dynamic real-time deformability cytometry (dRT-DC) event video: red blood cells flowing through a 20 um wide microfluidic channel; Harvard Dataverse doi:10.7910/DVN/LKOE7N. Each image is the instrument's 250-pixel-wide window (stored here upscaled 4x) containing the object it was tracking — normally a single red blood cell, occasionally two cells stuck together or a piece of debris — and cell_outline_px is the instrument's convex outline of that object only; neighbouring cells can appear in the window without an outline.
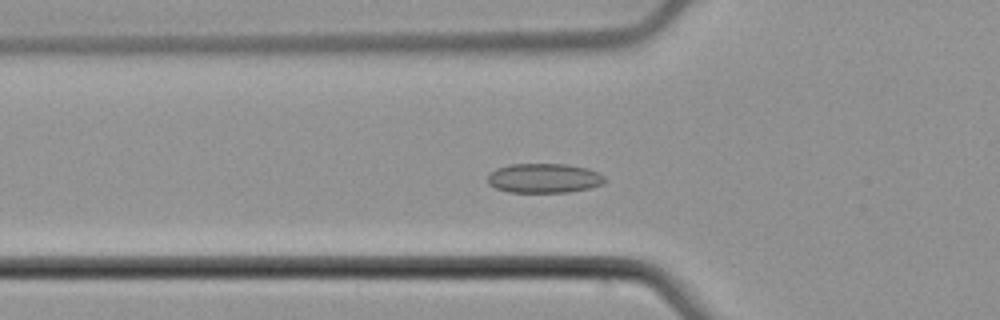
{"species": "common noctule bat (a hibernating species)", "species_latin": "Nyctalus noctula", "temperature_condition": "cold", "stored_images_in_passage": 52, "camera_frame_rate_fps": 3000, "um_per_image_px": 0.085, "animal": {"sex": "male", "body_mass_g": 21.5, "forearm_length_mm": 52.0}, "frame": {"image": 1, "passage_image": 17, "time_ms": 5.333, "image_size_px": [1000, 320], "cell_outline_px": [[608, 180], [604, 184], [592, 188], [568, 192], [508, 192], [496, 188], [488, 184], [488, 176], [496, 168], [512, 164], [564, 164], [588, 168], [604, 176]], "centroid_in_image_um": [46.28, 15.15], "position_along_channel_um": 79.5, "area_um2": 20.23}}
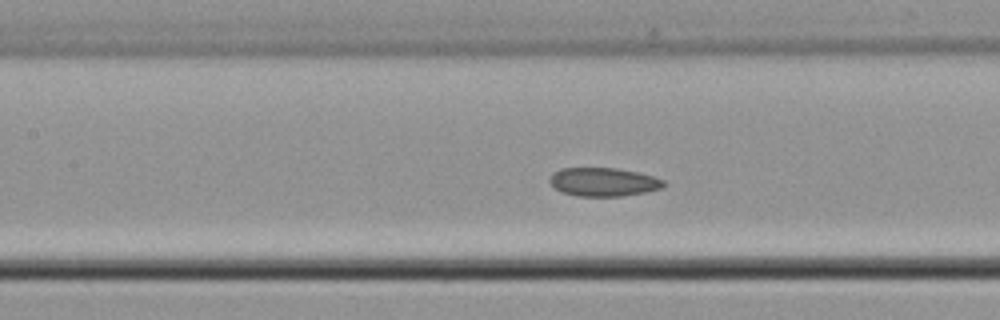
{"frame": {"image": 2, "passage_image": 23, "time_ms": 7.333, "image_size_px": [1000, 320], "cell_outline_px": [[664, 184], [660, 188], [644, 192], [620, 196], [576, 196], [560, 192], [548, 180], [552, 172], [560, 168], [616, 168], [636, 172], [652, 176], [664, 180]], "centroid_in_image_um": [51.22, 15.46], "position_along_channel_um": 156.2, "area_um2": 18.84}}
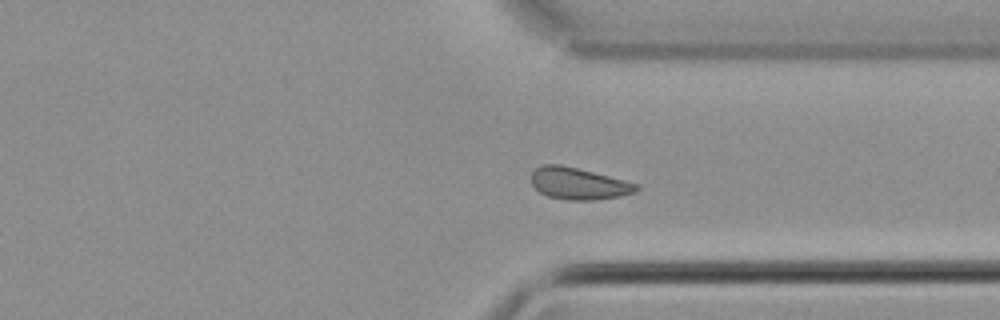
{"frame": {"image": 3, "passage_image": 39, "time_ms": 12.667, "image_size_px": [1000, 320], "cell_outline_px": [[640, 188], [636, 192], [620, 196], [596, 200], [568, 200], [548, 196], [540, 192], [532, 184], [532, 172], [540, 164], [560, 164], [640, 184]], "centroid_in_image_um": [49.19, 15.61], "position_along_channel_um": 362.2, "area_um2": 19.42}}